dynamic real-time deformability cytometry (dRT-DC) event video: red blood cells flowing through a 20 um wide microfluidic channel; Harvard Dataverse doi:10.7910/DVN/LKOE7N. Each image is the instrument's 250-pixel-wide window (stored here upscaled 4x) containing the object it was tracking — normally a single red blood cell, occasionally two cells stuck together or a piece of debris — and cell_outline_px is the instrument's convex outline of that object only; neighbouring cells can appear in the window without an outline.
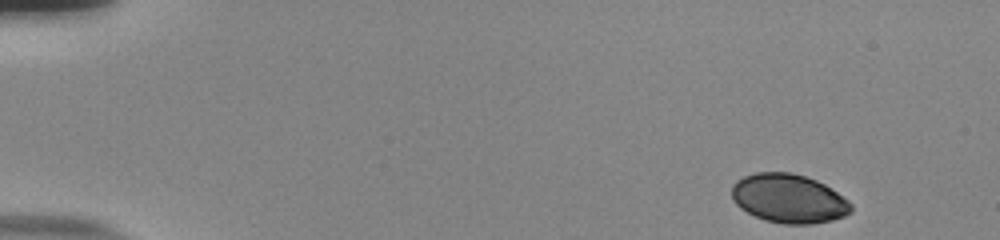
{"species": "human", "species_latin": "Homo sapiens", "temperature_condition": "room temperature", "stored_images_in_passage": 50, "camera_frame_rate_fps": 3000, "um_per_image_px": 0.085, "donor": {"sex": "male"}, "frame": {"image": 1, "passage_image": 1, "time_ms": 0.0, "image_size_px": [1000, 240], "cell_outline_px": [[852, 212], [844, 216], [832, 220], [812, 224], [784, 224], [764, 220], [740, 208], [732, 200], [732, 184], [736, 180], [744, 176], [756, 172], [792, 172], [816, 180], [824, 184], [848, 200], [852, 204]], "centroid_in_image_um": [67.03, 16.87], "position_along_channel_um": 18.0, "area_um2": 34.1}}
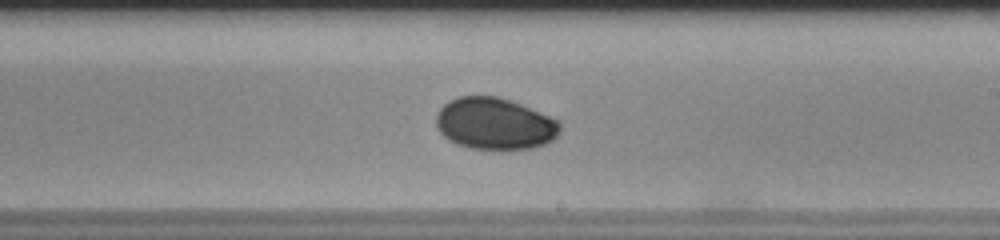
{"frame": {"image": 2, "passage_image": 29, "time_ms": 9.333, "image_size_px": [1000, 240], "cell_outline_px": [[560, 132], [552, 140], [544, 144], [532, 148], [468, 148], [456, 144], [448, 140], [436, 128], [436, 112], [448, 100], [456, 96], [496, 96], [520, 104], [548, 116], [556, 120], [560, 124]], "centroid_in_image_um": [41.99, 10.5], "position_along_channel_um": 247.0, "area_um2": 37.11}}
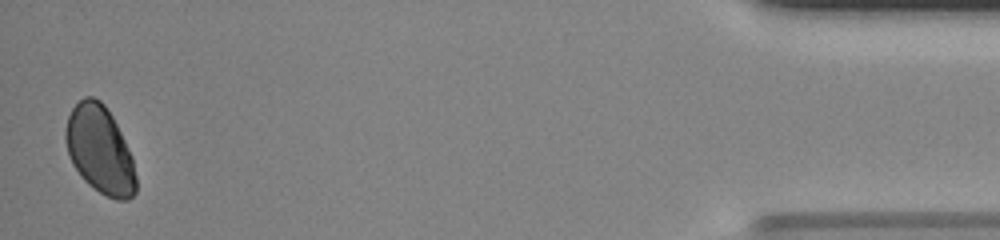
{"frame": {"image": 3, "passage_image": 49, "time_ms": 16.0, "image_size_px": [1000, 240], "cell_outline_px": [[136, 192], [128, 200], [116, 200], [100, 192], [88, 184], [80, 176], [72, 164], [68, 152], [64, 136], [64, 128], [68, 116], [72, 108], [84, 96], [92, 96], [100, 100], [104, 104], [112, 116], [132, 156], [136, 176]], "centroid_in_image_um": [8.47, 12.73], "position_along_channel_um": 426.7, "area_um2": 36.01}, "authors_computed_cell_mechanics": {"area_um2": 36.414, "velocity_mm_per_s": 3.8457, "shape_relaxation_time_tau1_ms": 10.0543, "shape_relaxation_time_tau2_ms": 5.5432, "deformation_change_tau1": 0.1162, "deformation_change_tau2": 0.0389}}